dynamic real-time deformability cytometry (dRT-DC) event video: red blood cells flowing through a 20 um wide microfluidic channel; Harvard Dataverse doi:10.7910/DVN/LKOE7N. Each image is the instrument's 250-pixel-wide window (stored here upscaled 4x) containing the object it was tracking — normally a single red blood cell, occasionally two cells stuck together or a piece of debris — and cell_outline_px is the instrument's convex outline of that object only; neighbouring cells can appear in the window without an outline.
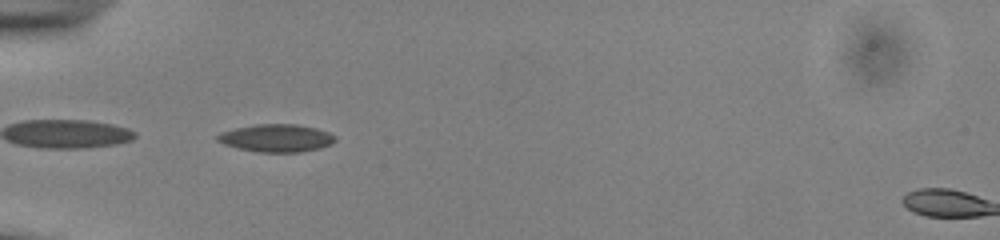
{"species": "common noctule bat (a hibernating species)", "species_latin": "Nyctalus noctula", "temperature_condition": "cold", "stored_images_in_passage": 29, "camera_frame_rate_fps": 3000, "um_per_image_px": 0.085, "animal": {"sex": "male", "body_mass_g": 13.0, "forearm_length_mm": 53.1}, "frame": {"image": 1, "passage_image": 1, "time_ms": 0.0, "image_size_px": [1000, 240], "cell_outline_px": [[336, 140], [332, 144], [320, 148], [300, 152], [256, 152], [236, 148], [224, 144], [216, 140], [216, 136], [220, 132], [236, 128], [256, 124], [296, 124], [316, 128], [328, 132], [336, 136]], "centroid_in_image_um": [23.49, 11.74], "position_along_channel_um": 61.5, "area_um2": 19.13}}
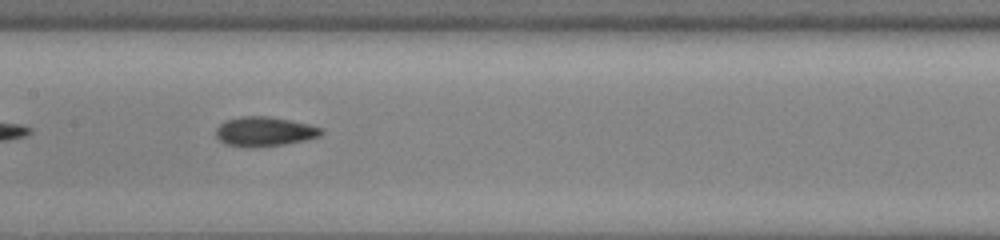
{"frame": {"image": 2, "passage_image": 11, "time_ms": 3.333, "image_size_px": [1000, 240], "cell_outline_px": [[324, 132], [320, 136], [308, 140], [284, 144], [248, 148], [224, 144], [216, 136], [216, 128], [224, 120], [240, 116], [268, 116], [292, 120], [324, 128]], "centroid_in_image_um": [22.49, 11.18], "position_along_channel_um": 184.9, "area_um2": 18.44}}
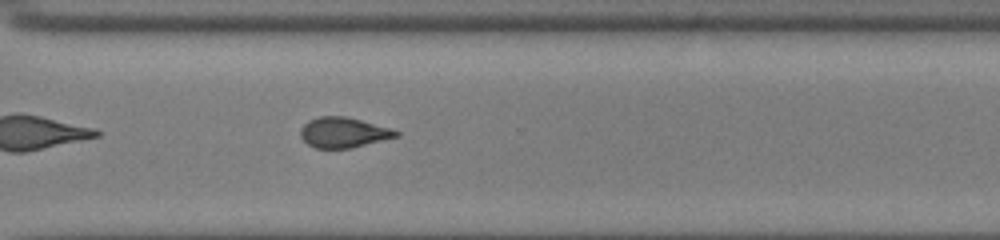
{"frame": {"image": 3, "passage_image": 23, "time_ms": 7.333, "image_size_px": [1000, 240], "cell_outline_px": [[400, 136], [352, 148], [316, 148], [308, 144], [300, 136], [300, 128], [308, 120], [320, 116], [344, 116], [392, 128], [400, 132]], "centroid_in_image_um": [29.21, 11.26], "position_along_channel_um": 341.4, "area_um2": 16.94}, "authors_computed_cell_mechanics": {"area_um2": 17.5712, "velocity_mm_per_s": 3.9212, "shape_relaxation_time_tau1_ms": 5.007, "shape_relaxation_time_tau2_ms": 2.7385, "deformation_change_tau1": 0.1449, "deformation_change_tau2": 0.1042}}